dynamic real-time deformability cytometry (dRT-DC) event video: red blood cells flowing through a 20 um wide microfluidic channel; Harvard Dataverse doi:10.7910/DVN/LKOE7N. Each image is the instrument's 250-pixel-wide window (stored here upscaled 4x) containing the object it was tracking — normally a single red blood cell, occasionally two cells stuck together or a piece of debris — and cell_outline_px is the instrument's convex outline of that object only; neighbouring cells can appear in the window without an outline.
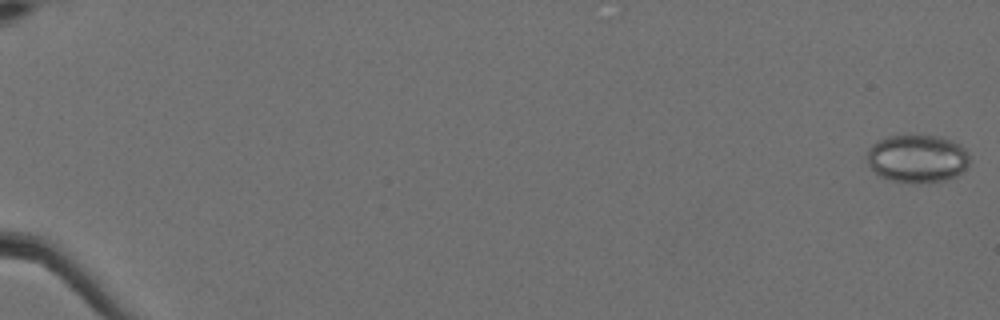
{"species": "Egyptian fruit bat (a non-hibernating species)", "species_latin": "Rousettus aegyptiacus", "temperature_condition": "cold", "stored_images_in_passage": 60, "camera_frame_rate_fps": 3000, "um_per_image_px": 0.085, "animal": {"sex": "female"}, "frame": {"image": 1, "passage_image": 1, "time_ms": 0.0, "image_size_px": [1000, 320], "cell_outline_px": [[968, 164], [956, 176], [944, 180], [892, 180], [880, 176], [868, 164], [868, 148], [872, 144], [888, 136], [936, 136], [952, 140], [960, 144], [968, 152]], "centroid_in_image_um": [77.97, 13.43], "position_along_channel_um": 7.0, "area_um2": 27.69}}
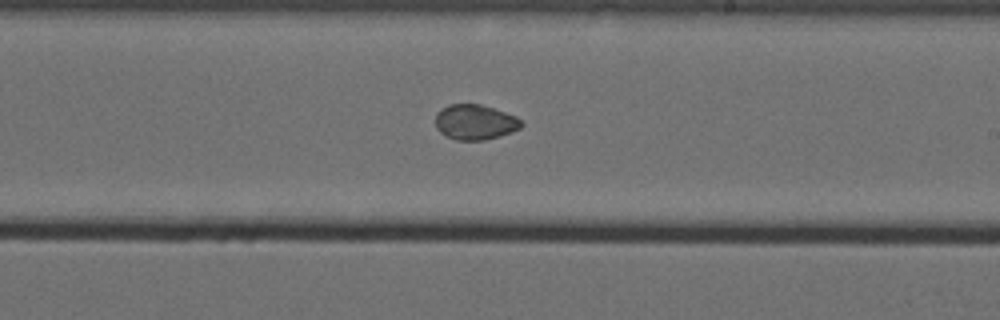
{"frame": {"image": 2, "passage_image": 38, "time_ms": 12.333, "image_size_px": [1000, 320], "cell_outline_px": [[524, 124], [520, 128], [512, 132], [500, 136], [484, 140], [456, 140], [440, 132], [436, 128], [436, 112], [440, 108], [448, 104], [480, 104], [516, 116]], "centroid_in_image_um": [40.37, 10.38], "position_along_channel_um": 248.6, "area_um2": 17.63}}
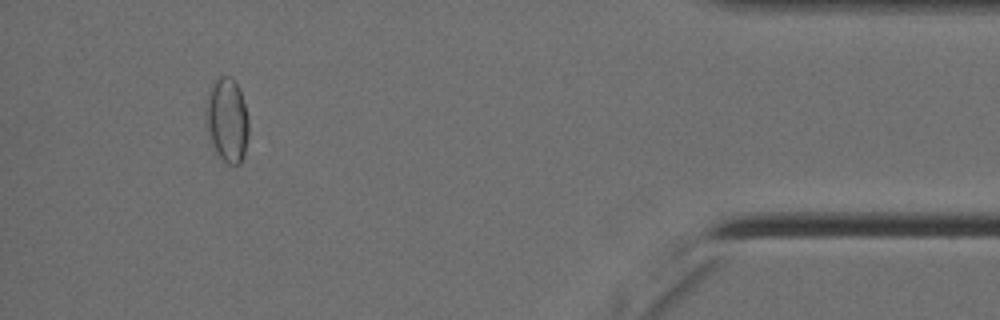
{"frame": {"image": 3, "passage_image": 56, "time_ms": 18.333, "image_size_px": [1000, 320], "cell_outline_px": [[248, 136], [244, 156], [240, 164], [228, 164], [220, 160], [212, 144], [208, 132], [204, 112], [204, 108], [208, 92], [216, 76], [232, 76], [240, 88], [248, 116]], "centroid_in_image_um": [19.29, 10.18], "position_along_channel_um": 415.9, "area_um2": 21.56}, "authors_computed_cell_mechanics": {"area_um2": 19.5075, "velocity_mm_per_s": 3.5783, "shape_relaxation_time_tau1_ms": null, "shape_relaxation_time_tau2_ms": 1.3525, "deformation_change_tau1": null, "deformation_change_tau2": 0.0305}}